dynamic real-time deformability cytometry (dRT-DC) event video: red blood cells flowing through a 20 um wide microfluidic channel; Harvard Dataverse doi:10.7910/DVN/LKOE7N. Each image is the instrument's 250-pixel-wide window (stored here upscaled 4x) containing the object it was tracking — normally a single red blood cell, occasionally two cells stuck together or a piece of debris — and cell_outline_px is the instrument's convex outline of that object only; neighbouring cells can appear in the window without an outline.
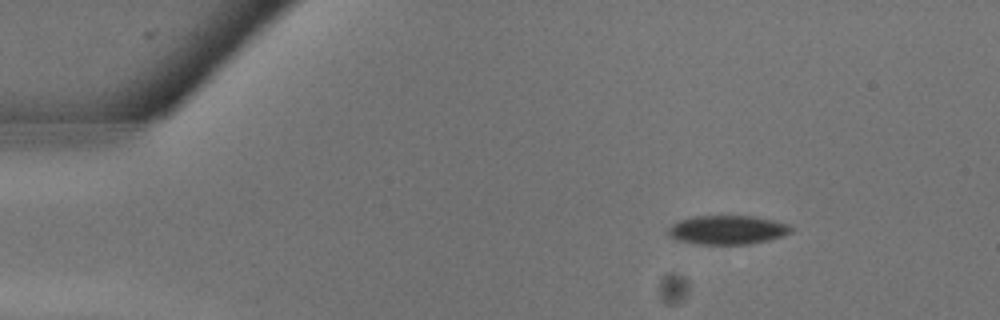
{"species": "common noctule bat (a hibernating species)", "species_latin": "Nyctalus noctula", "temperature_condition": "warm", "stored_images_in_passage": 4, "camera_frame_rate_fps": 3000, "um_per_image_px": 0.085, "animal": {"sex": "male", "body_mass_g": 13.3}, "frame": {"image": 1, "passage_image": 1, "time_ms": 0.0, "image_size_px": [1000, 320], "cell_outline_px": [[792, 232], [784, 236], [768, 240], [748, 244], [696, 244], [676, 240], [668, 236], [668, 228], [672, 224], [680, 220], [692, 216], [752, 216], [772, 220], [788, 224], [792, 228]], "centroid_in_image_um": [61.81, 19.54], "position_along_channel_um": 23.2, "area_um2": 20.81}}